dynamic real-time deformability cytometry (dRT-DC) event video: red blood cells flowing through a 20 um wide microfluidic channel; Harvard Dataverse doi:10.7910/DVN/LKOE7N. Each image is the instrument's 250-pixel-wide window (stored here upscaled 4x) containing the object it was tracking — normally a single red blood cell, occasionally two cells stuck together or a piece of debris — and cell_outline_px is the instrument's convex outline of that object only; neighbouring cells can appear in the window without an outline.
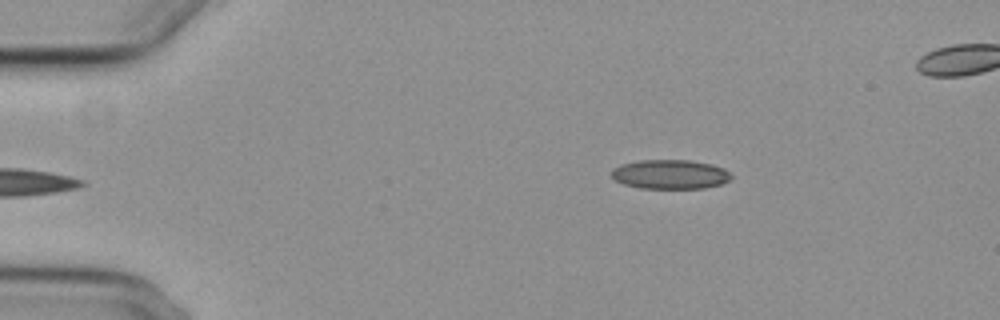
{"species": "common noctule bat (a hibernating species)", "species_latin": "Nyctalus noctula", "temperature_condition": "cold", "stored_images_in_passage": 6, "camera_frame_rate_fps": 3000, "um_per_image_px": 0.085, "animal": {"sex": "female", "body_mass_g": 29.2, "forearm_length_mm": 56.3}, "frame": {"image": 1, "passage_image": 6, "time_ms": 6.333, "image_size_px": [1000, 320], "cell_outline_px": [[732, 176], [724, 184], [704, 188], [640, 188], [624, 184], [616, 180], [612, 176], [612, 168], [620, 164], [640, 160], [688, 160], [712, 164], [724, 168]], "centroid_in_image_um": [56.97, 14.81], "position_along_channel_um": 28.0, "area_um2": 20.46}}